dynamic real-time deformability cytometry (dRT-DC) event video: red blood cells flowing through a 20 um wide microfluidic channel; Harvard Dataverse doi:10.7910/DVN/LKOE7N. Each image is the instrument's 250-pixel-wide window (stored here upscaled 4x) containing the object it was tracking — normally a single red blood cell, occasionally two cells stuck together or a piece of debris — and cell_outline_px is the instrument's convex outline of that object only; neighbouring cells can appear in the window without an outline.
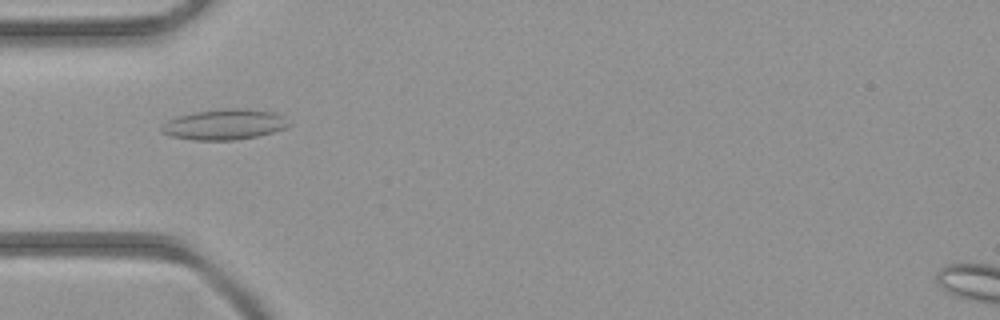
{"species": "common noctule bat (a hibernating species)", "species_latin": "Nyctalus noctula", "temperature_condition": "room temperature", "stored_images_in_passage": 1, "camera_frame_rate_fps": 3000, "um_per_image_px": 0.085, "animal": {"sex": "female", "body_mass_g": 21.9}, "frame": {"image": 1, "passage_image": 1, "time_ms": 0.0, "image_size_px": [1000, 320], "cell_outline_px": [[292, 124], [284, 128], [272, 132], [256, 136], [232, 140], [192, 140], [172, 136], [160, 132], [160, 128], [168, 120], [176, 116], [192, 112], [220, 108], [248, 108], [272, 112], [284, 116]], "centroid_in_image_um": [19.06, 10.56], "position_along_channel_um": 65.9, "area_um2": 22.83}}